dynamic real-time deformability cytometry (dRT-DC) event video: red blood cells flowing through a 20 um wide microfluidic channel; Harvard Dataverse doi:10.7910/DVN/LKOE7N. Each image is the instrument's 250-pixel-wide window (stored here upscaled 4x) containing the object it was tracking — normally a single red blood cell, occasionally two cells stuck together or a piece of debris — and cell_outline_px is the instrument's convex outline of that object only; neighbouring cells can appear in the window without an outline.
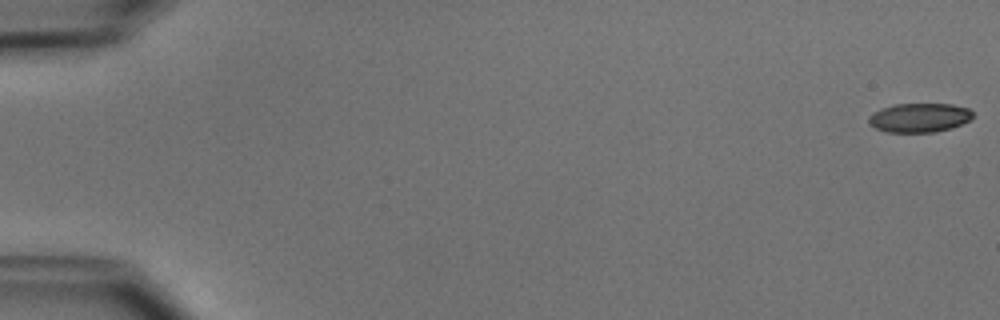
{"species": "common noctule bat (a hibernating species)", "species_latin": "Nyctalus noctula", "temperature_condition": "cold", "stored_images_in_passage": 52, "camera_frame_rate_fps": 3000, "um_per_image_px": 0.085, "animal": {"sex": "male", "body_mass_g": 15.6}, "frame": {"image": 1, "passage_image": 1, "time_ms": 0.0, "image_size_px": [1000, 320], "cell_outline_px": [[972, 116], [968, 120], [952, 128], [936, 132], [888, 132], [876, 128], [868, 124], [868, 116], [872, 112], [880, 108], [896, 104], [952, 104], [968, 108], [972, 112]], "centroid_in_image_um": [78.1, 10.0], "position_along_channel_um": 6.9, "area_um2": 17.69}}
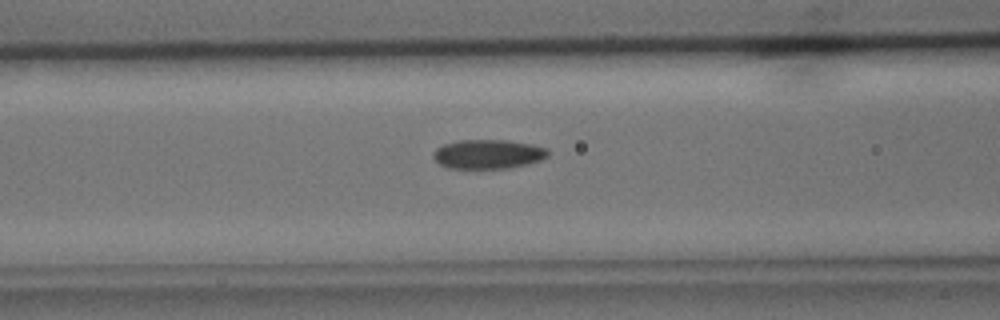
{"frame": {"image": 2, "passage_image": 22, "time_ms": 7.0, "image_size_px": [1000, 320], "cell_outline_px": [[548, 156], [540, 160], [512, 168], [448, 168], [440, 164], [432, 156], [432, 152], [436, 148], [444, 144], [460, 140], [508, 140], [532, 144], [548, 148]], "centroid_in_image_um": [41.49, 13.09], "position_along_channel_um": 125.1, "area_um2": 19.59}}
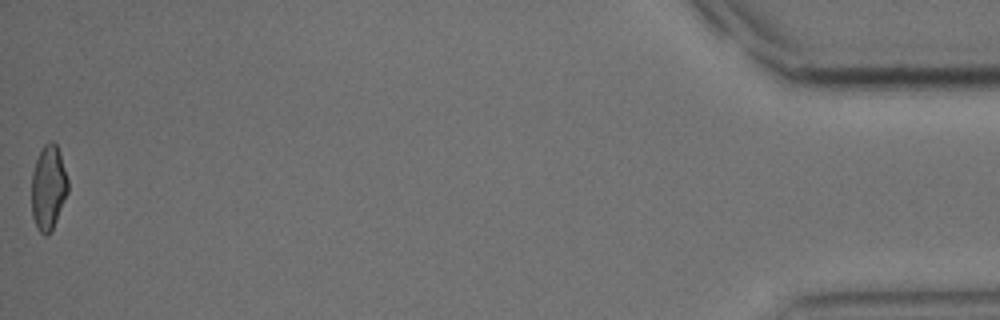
{"frame": {"image": 3, "passage_image": 52, "time_ms": 17.0, "image_size_px": [1000, 320], "cell_outline_px": [[68, 192], [56, 220], [48, 236], [44, 236], [36, 228], [32, 216], [32, 172], [36, 160], [44, 144], [52, 140], [56, 144], [60, 152], [68, 180]], "centroid_in_image_um": [4.11, 15.95], "position_along_channel_um": 431.1, "area_um2": 17.92}, "authors_computed_cell_mechanics": {"area_um2": 19.0451, "velocity_mm_per_s": 3.9477, "shape_relaxation_time_tau1_ms": 3.4007, "shape_relaxation_time_tau2_ms": 2.9493, "deformation_change_tau1": 0.1078, "deformation_change_tau2": 0.0774}}